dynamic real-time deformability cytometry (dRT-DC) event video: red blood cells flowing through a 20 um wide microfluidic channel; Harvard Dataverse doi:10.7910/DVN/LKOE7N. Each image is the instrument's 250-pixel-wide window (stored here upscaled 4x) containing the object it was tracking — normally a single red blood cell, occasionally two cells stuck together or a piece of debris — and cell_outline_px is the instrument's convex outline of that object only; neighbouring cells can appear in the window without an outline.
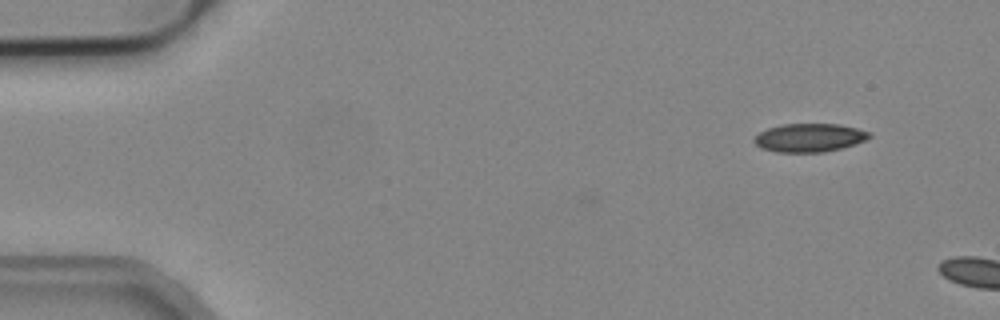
{"species": "common noctule bat (a hibernating species)", "species_latin": "Nyctalus noctula", "temperature_condition": "cold", "stored_images_in_passage": 2, "camera_frame_rate_fps": 3000, "um_per_image_px": 0.085, "animal": {"sex": "male", "body_mass_g": 19.2, "forearm_length_mm": 51.8}, "frame": {"image": 1, "passage_image": 1, "time_ms": 0.0, "image_size_px": [1000, 320], "cell_outline_px": [[872, 136], [856, 144], [824, 152], [776, 152], [760, 148], [752, 140], [760, 132], [768, 128], [780, 124], [840, 124], [872, 132]], "centroid_in_image_um": [68.8, 11.7], "position_along_channel_um": 16.2, "area_um2": 19.13}}